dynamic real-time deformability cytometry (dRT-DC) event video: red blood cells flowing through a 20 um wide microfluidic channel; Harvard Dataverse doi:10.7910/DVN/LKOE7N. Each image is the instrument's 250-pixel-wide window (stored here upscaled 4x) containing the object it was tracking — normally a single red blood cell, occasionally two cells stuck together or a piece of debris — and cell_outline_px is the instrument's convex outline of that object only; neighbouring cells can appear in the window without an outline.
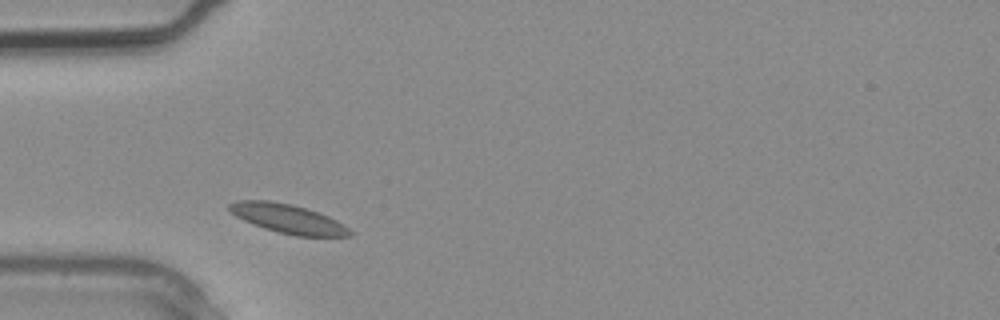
{"species": "common noctule bat (a hibernating species)", "species_latin": "Nyctalus noctula", "temperature_condition": "warm", "stored_images_in_passage": 1, "camera_frame_rate_fps": 3000, "um_per_image_px": 0.085, "animal": {"sex": "male", "body_mass_g": 20.4}, "frame": {"image": 1, "passage_image": 1, "time_ms": 0.0, "image_size_px": [1000, 320], "cell_outline_px": [[352, 236], [296, 236], [264, 228], [244, 220], [236, 216], [228, 208], [228, 204], [236, 200], [268, 200], [292, 204], [328, 216], [344, 224], [352, 232]], "centroid_in_image_um": [24.47, 18.58], "position_along_channel_um": 60.5, "area_um2": 20.17}}